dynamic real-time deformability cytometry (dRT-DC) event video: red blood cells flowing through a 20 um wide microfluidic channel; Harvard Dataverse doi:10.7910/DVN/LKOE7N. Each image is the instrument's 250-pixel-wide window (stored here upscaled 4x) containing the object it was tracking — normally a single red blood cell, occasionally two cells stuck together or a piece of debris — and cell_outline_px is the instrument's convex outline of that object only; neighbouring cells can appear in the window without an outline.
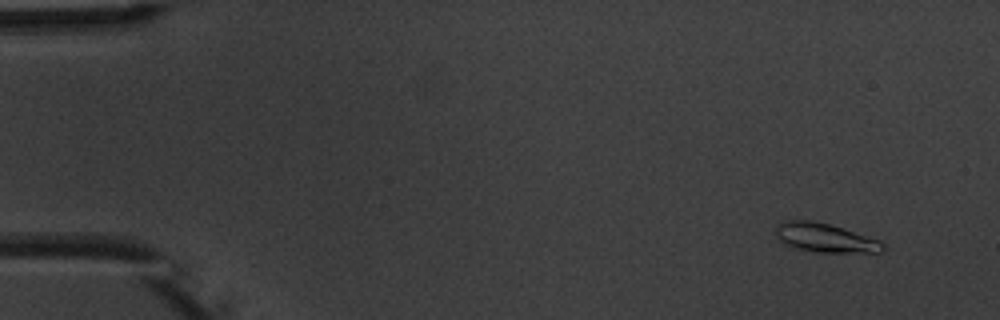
{"species": "common noctule bat (a hibernating species)", "species_latin": "Nyctalus noctula", "temperature_condition": "warm", "stored_images_in_passage": 6, "camera_frame_rate_fps": 3000, "um_per_image_px": 0.085, "animal": {"sex": "male", "body_mass_g": 20.1, "forearm_length_mm": 53.5}, "frame": {"image": 1, "passage_image": 2, "time_ms": 1.333, "image_size_px": [1000, 320], "cell_outline_px": [[884, 248], [880, 252], [820, 252], [800, 248], [784, 244], [776, 236], [776, 224], [784, 220], [812, 220], [828, 224], [880, 240], [884, 244]], "centroid_in_image_um": [70.1, 20.2], "position_along_channel_um": 14.9, "area_um2": 17.74}}
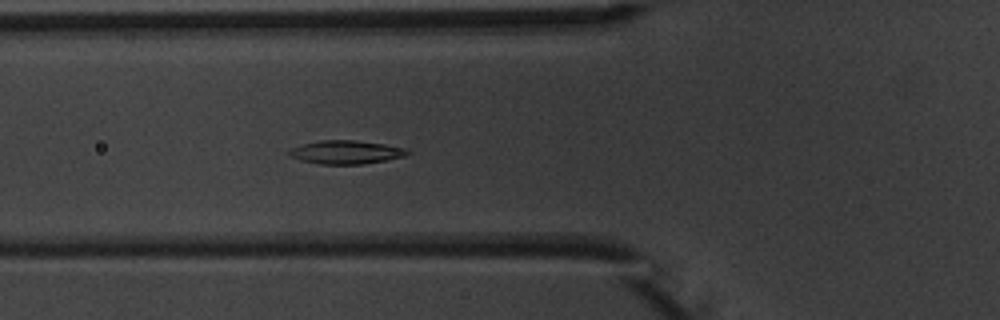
{"frame": {"image": 2, "passage_image": 6, "time_ms": 6.667, "image_size_px": [1000, 320], "cell_outline_px": [[412, 152], [404, 156], [364, 164], [320, 164], [300, 160], [288, 156], [288, 152], [292, 148], [304, 144], [320, 140], [356, 140], [384, 144], [404, 148]], "centroid_in_image_um": [29.39, 12.93], "position_along_channel_um": 96.4, "area_um2": 16.07}}